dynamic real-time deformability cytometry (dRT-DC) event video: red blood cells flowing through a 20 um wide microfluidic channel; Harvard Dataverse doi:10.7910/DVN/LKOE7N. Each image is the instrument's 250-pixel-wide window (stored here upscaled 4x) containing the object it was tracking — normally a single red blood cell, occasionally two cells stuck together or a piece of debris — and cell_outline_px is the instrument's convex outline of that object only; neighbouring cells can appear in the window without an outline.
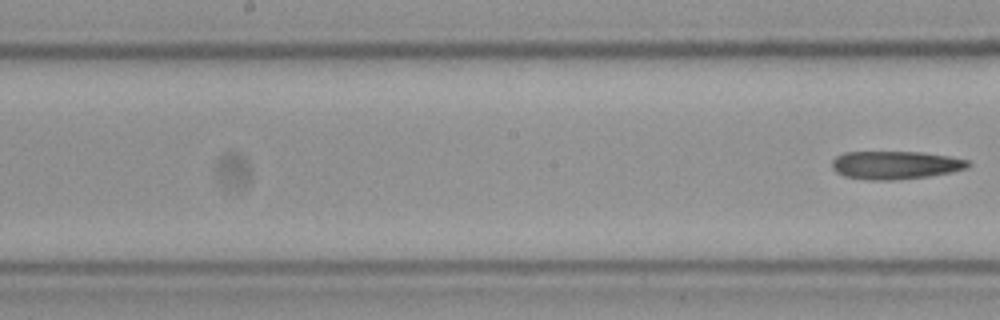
{"species": "Egyptian fruit bat (a non-hibernating species)", "species_latin": "Rousettus aegyptiacus", "temperature_condition": "cold", "stored_images_in_passage": 8, "camera_frame_rate_fps": 3000, "um_per_image_px": 0.085, "frame": {"image": 1, "passage_image": 8, "time_ms": 2.333, "image_size_px": [1000, 320], "cell_outline_px": [[972, 164], [968, 168], [928, 176], [892, 180], [868, 180], [844, 176], [836, 172], [832, 168], [832, 160], [836, 156], [844, 152], [920, 152], [948, 156], [968, 160]], "centroid_in_image_um": [76.08, 14.03], "position_along_channel_um": 172.1, "area_um2": 22.25}}